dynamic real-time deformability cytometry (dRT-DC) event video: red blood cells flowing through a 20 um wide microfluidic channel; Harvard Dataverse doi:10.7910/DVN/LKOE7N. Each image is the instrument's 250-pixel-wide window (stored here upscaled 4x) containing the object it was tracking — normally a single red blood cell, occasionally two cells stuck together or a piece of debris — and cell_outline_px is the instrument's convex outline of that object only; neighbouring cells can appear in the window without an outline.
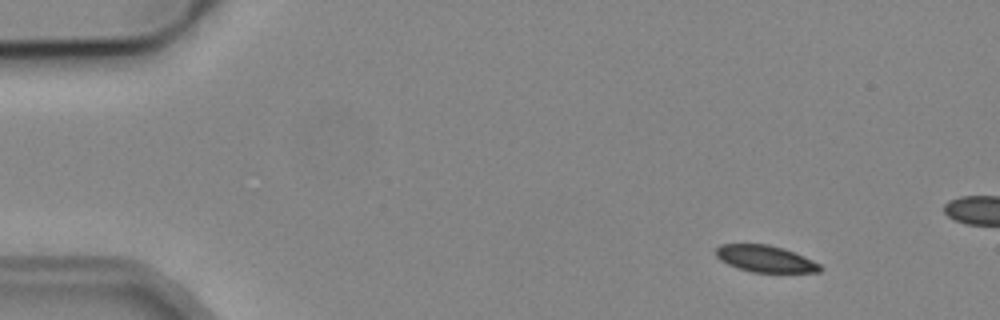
{"species": "common noctule bat (a hibernating species)", "species_latin": "Nyctalus noctula", "temperature_condition": "cold", "stored_images_in_passage": 6, "camera_frame_rate_fps": 3000, "um_per_image_px": 0.085, "animal": {"sex": "male", "body_mass_g": 19.2, "forearm_length_mm": 51.8}, "frame": {"image": 1, "passage_image": 2, "time_ms": 1.333, "image_size_px": [1000, 320], "cell_outline_px": [[824, 268], [820, 272], [752, 272], [728, 264], [720, 260], [716, 256], [716, 248], [720, 244], [768, 244], [784, 248], [804, 256], [820, 264]], "centroid_in_image_um": [65.07, 21.99], "position_along_channel_um": 19.9, "area_um2": 16.18}}